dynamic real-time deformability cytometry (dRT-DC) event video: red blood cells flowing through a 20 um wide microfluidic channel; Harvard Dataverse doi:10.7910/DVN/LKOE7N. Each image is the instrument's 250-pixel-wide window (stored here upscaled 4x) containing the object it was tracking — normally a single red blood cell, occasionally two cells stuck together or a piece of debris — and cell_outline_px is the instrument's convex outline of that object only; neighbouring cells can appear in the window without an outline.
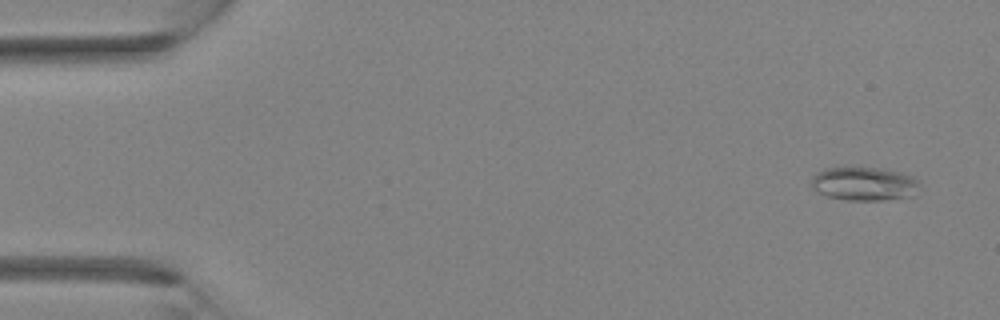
{"species": "Egyptian fruit bat (a non-hibernating species)", "species_latin": "Rousettus aegyptiacus", "temperature_condition": "room temperature", "stored_images_in_passage": 38, "camera_frame_rate_fps": 3000, "um_per_image_px": 0.085, "animal": {"sex": "female"}, "frame": {"image": 1, "passage_image": 2, "time_ms": 0.333, "image_size_px": [1000, 320], "cell_outline_px": [[920, 184], [912, 196], [884, 200], [844, 200], [828, 196], [816, 192], [812, 188], [812, 176], [816, 172], [824, 168], [884, 168], [900, 172], [912, 176], [920, 180]], "centroid_in_image_um": [73.45, 15.62], "position_along_channel_um": 11.6, "area_um2": 21.33}}
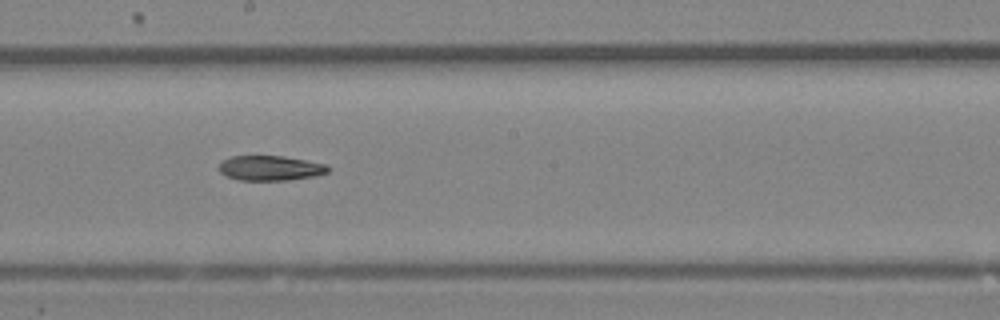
{"frame": {"image": 2, "passage_image": 21, "time_ms": 6.667, "image_size_px": [1000, 320], "cell_outline_px": [[332, 168], [328, 172], [316, 176], [288, 180], [240, 180], [228, 176], [220, 172], [220, 164], [224, 160], [232, 156], [284, 156], [324, 164]], "centroid_in_image_um": [23.02, 14.29], "position_along_channel_um": 225.2, "area_um2": 15.66}}
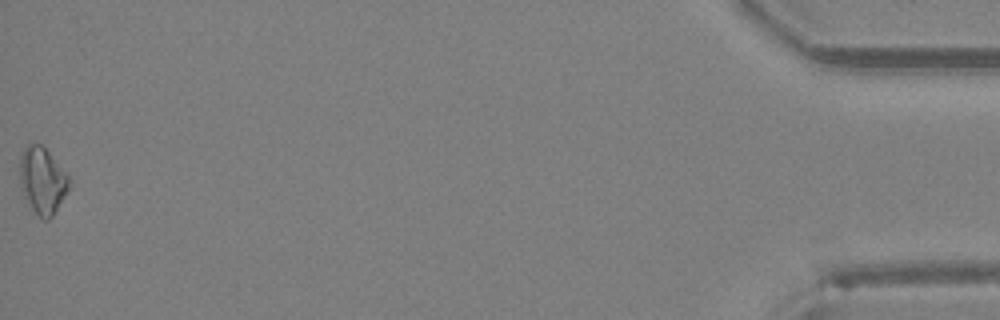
{"frame": {"image": 3, "passage_image": 38, "time_ms": 12.333, "image_size_px": [1000, 320], "cell_outline_px": [[68, 188], [52, 216], [48, 220], [44, 220], [28, 204], [24, 196], [20, 184], [20, 156], [24, 148], [28, 144], [40, 144], [48, 152], [68, 176]], "centroid_in_image_um": [3.56, 15.34], "position_along_channel_um": 431.6, "area_um2": 18.44}}